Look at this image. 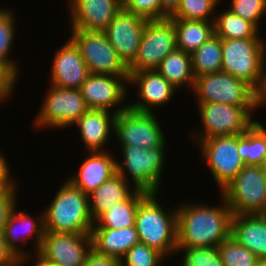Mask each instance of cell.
<instances>
[{"mask_svg": "<svg viewBox=\"0 0 266 266\" xmlns=\"http://www.w3.org/2000/svg\"><path fill=\"white\" fill-rule=\"evenodd\" d=\"M221 205L186 202L177 208V245L218 247L231 236L232 210L220 195Z\"/></svg>", "mask_w": 266, "mask_h": 266, "instance_id": "obj_1", "label": "cell"}, {"mask_svg": "<svg viewBox=\"0 0 266 266\" xmlns=\"http://www.w3.org/2000/svg\"><path fill=\"white\" fill-rule=\"evenodd\" d=\"M43 213L45 231L91 234L94 221L90 214L89 195L67 179Z\"/></svg>", "mask_w": 266, "mask_h": 266, "instance_id": "obj_2", "label": "cell"}, {"mask_svg": "<svg viewBox=\"0 0 266 266\" xmlns=\"http://www.w3.org/2000/svg\"><path fill=\"white\" fill-rule=\"evenodd\" d=\"M161 193H148L139 203L135 227L140 242L159 251L166 258L177 246V208L165 210L158 202Z\"/></svg>", "mask_w": 266, "mask_h": 266, "instance_id": "obj_3", "label": "cell"}, {"mask_svg": "<svg viewBox=\"0 0 266 266\" xmlns=\"http://www.w3.org/2000/svg\"><path fill=\"white\" fill-rule=\"evenodd\" d=\"M166 142L161 147L149 149L120 146L122 160H117V174L130 180L137 190L159 193L166 159ZM129 174V175H128ZM129 176V177H128ZM129 179V180H128Z\"/></svg>", "mask_w": 266, "mask_h": 266, "instance_id": "obj_4", "label": "cell"}, {"mask_svg": "<svg viewBox=\"0 0 266 266\" xmlns=\"http://www.w3.org/2000/svg\"><path fill=\"white\" fill-rule=\"evenodd\" d=\"M202 128L191 131L195 145L204 139L243 134L256 120L257 106H233L223 103H198ZM193 135V136H192Z\"/></svg>", "mask_w": 266, "mask_h": 266, "instance_id": "obj_5", "label": "cell"}, {"mask_svg": "<svg viewBox=\"0 0 266 266\" xmlns=\"http://www.w3.org/2000/svg\"><path fill=\"white\" fill-rule=\"evenodd\" d=\"M220 193L233 215H266V178L258 165H244Z\"/></svg>", "mask_w": 266, "mask_h": 266, "instance_id": "obj_6", "label": "cell"}, {"mask_svg": "<svg viewBox=\"0 0 266 266\" xmlns=\"http://www.w3.org/2000/svg\"><path fill=\"white\" fill-rule=\"evenodd\" d=\"M265 53L263 38L222 39L221 71L245 81L255 90L260 83Z\"/></svg>", "mask_w": 266, "mask_h": 266, "instance_id": "obj_7", "label": "cell"}, {"mask_svg": "<svg viewBox=\"0 0 266 266\" xmlns=\"http://www.w3.org/2000/svg\"><path fill=\"white\" fill-rule=\"evenodd\" d=\"M47 90L34 119L37 129L73 127L89 109L80 89H65L50 84Z\"/></svg>", "mask_w": 266, "mask_h": 266, "instance_id": "obj_8", "label": "cell"}, {"mask_svg": "<svg viewBox=\"0 0 266 266\" xmlns=\"http://www.w3.org/2000/svg\"><path fill=\"white\" fill-rule=\"evenodd\" d=\"M69 37L79 48L90 73L129 76L128 67L119 58L104 31L70 29Z\"/></svg>", "mask_w": 266, "mask_h": 266, "instance_id": "obj_9", "label": "cell"}, {"mask_svg": "<svg viewBox=\"0 0 266 266\" xmlns=\"http://www.w3.org/2000/svg\"><path fill=\"white\" fill-rule=\"evenodd\" d=\"M192 90L198 103L257 106L255 90L245 81L222 71L196 77Z\"/></svg>", "mask_w": 266, "mask_h": 266, "instance_id": "obj_10", "label": "cell"}, {"mask_svg": "<svg viewBox=\"0 0 266 266\" xmlns=\"http://www.w3.org/2000/svg\"><path fill=\"white\" fill-rule=\"evenodd\" d=\"M176 48V32L170 17L147 20L137 56L128 66V72L156 70L165 56Z\"/></svg>", "mask_w": 266, "mask_h": 266, "instance_id": "obj_11", "label": "cell"}, {"mask_svg": "<svg viewBox=\"0 0 266 266\" xmlns=\"http://www.w3.org/2000/svg\"><path fill=\"white\" fill-rule=\"evenodd\" d=\"M155 115V112H139L130 108L117 114L113 134L118 146L120 144L144 149L161 147L167 138Z\"/></svg>", "mask_w": 266, "mask_h": 266, "instance_id": "obj_12", "label": "cell"}, {"mask_svg": "<svg viewBox=\"0 0 266 266\" xmlns=\"http://www.w3.org/2000/svg\"><path fill=\"white\" fill-rule=\"evenodd\" d=\"M197 144L205 165L221 191L245 165L238 153V135L207 138Z\"/></svg>", "mask_w": 266, "mask_h": 266, "instance_id": "obj_13", "label": "cell"}, {"mask_svg": "<svg viewBox=\"0 0 266 266\" xmlns=\"http://www.w3.org/2000/svg\"><path fill=\"white\" fill-rule=\"evenodd\" d=\"M128 78L129 76L90 73L80 87L87 107L111 111L116 115L123 112L128 108V103H125L127 93H129L127 90Z\"/></svg>", "mask_w": 266, "mask_h": 266, "instance_id": "obj_14", "label": "cell"}, {"mask_svg": "<svg viewBox=\"0 0 266 266\" xmlns=\"http://www.w3.org/2000/svg\"><path fill=\"white\" fill-rule=\"evenodd\" d=\"M91 251L90 234L45 231L36 255L43 261L63 266H83Z\"/></svg>", "mask_w": 266, "mask_h": 266, "instance_id": "obj_15", "label": "cell"}, {"mask_svg": "<svg viewBox=\"0 0 266 266\" xmlns=\"http://www.w3.org/2000/svg\"><path fill=\"white\" fill-rule=\"evenodd\" d=\"M147 19L123 8L104 30L119 58L128 67L136 58Z\"/></svg>", "mask_w": 266, "mask_h": 266, "instance_id": "obj_16", "label": "cell"}, {"mask_svg": "<svg viewBox=\"0 0 266 266\" xmlns=\"http://www.w3.org/2000/svg\"><path fill=\"white\" fill-rule=\"evenodd\" d=\"M128 84L137 87V102L128 103V108L139 112H155L160 106H165L178 91L157 70H144L129 73ZM154 110V111H153Z\"/></svg>", "mask_w": 266, "mask_h": 266, "instance_id": "obj_17", "label": "cell"}, {"mask_svg": "<svg viewBox=\"0 0 266 266\" xmlns=\"http://www.w3.org/2000/svg\"><path fill=\"white\" fill-rule=\"evenodd\" d=\"M70 29L104 31L123 8L122 0H69Z\"/></svg>", "mask_w": 266, "mask_h": 266, "instance_id": "obj_18", "label": "cell"}, {"mask_svg": "<svg viewBox=\"0 0 266 266\" xmlns=\"http://www.w3.org/2000/svg\"><path fill=\"white\" fill-rule=\"evenodd\" d=\"M55 52L49 73V84L65 89H80L90 72L79 48L69 38Z\"/></svg>", "mask_w": 266, "mask_h": 266, "instance_id": "obj_19", "label": "cell"}, {"mask_svg": "<svg viewBox=\"0 0 266 266\" xmlns=\"http://www.w3.org/2000/svg\"><path fill=\"white\" fill-rule=\"evenodd\" d=\"M38 218L31 217L28 213L17 211L16 207L9 216L8 222L3 230L4 238L8 248L20 260L25 257L34 256L40 249L42 239L45 233L44 229V213L38 214ZM21 228V229H20ZM20 229V230H19ZM20 231V232H19ZM27 238H34V255L20 248L19 242H27Z\"/></svg>", "mask_w": 266, "mask_h": 266, "instance_id": "obj_20", "label": "cell"}, {"mask_svg": "<svg viewBox=\"0 0 266 266\" xmlns=\"http://www.w3.org/2000/svg\"><path fill=\"white\" fill-rule=\"evenodd\" d=\"M86 153L88 156L82 161L79 170L67 180L89 195L117 174V158L109 150Z\"/></svg>", "mask_w": 266, "mask_h": 266, "instance_id": "obj_21", "label": "cell"}, {"mask_svg": "<svg viewBox=\"0 0 266 266\" xmlns=\"http://www.w3.org/2000/svg\"><path fill=\"white\" fill-rule=\"evenodd\" d=\"M116 114L111 111L88 109L74 124L87 152L108 151L107 142L114 135Z\"/></svg>", "mask_w": 266, "mask_h": 266, "instance_id": "obj_22", "label": "cell"}, {"mask_svg": "<svg viewBox=\"0 0 266 266\" xmlns=\"http://www.w3.org/2000/svg\"><path fill=\"white\" fill-rule=\"evenodd\" d=\"M231 237L259 259L266 258V215H233Z\"/></svg>", "mask_w": 266, "mask_h": 266, "instance_id": "obj_23", "label": "cell"}, {"mask_svg": "<svg viewBox=\"0 0 266 266\" xmlns=\"http://www.w3.org/2000/svg\"><path fill=\"white\" fill-rule=\"evenodd\" d=\"M92 251L120 260L135 244L140 243L136 227L91 229Z\"/></svg>", "mask_w": 266, "mask_h": 266, "instance_id": "obj_24", "label": "cell"}, {"mask_svg": "<svg viewBox=\"0 0 266 266\" xmlns=\"http://www.w3.org/2000/svg\"><path fill=\"white\" fill-rule=\"evenodd\" d=\"M136 191L137 189L130 185L122 176L115 174L89 194V208L92 220L95 221L112 205L127 201Z\"/></svg>", "mask_w": 266, "mask_h": 266, "instance_id": "obj_25", "label": "cell"}, {"mask_svg": "<svg viewBox=\"0 0 266 266\" xmlns=\"http://www.w3.org/2000/svg\"><path fill=\"white\" fill-rule=\"evenodd\" d=\"M147 194L148 192L137 190L127 201L112 205L94 221L92 229H121L135 226L139 203Z\"/></svg>", "mask_w": 266, "mask_h": 266, "instance_id": "obj_26", "label": "cell"}, {"mask_svg": "<svg viewBox=\"0 0 266 266\" xmlns=\"http://www.w3.org/2000/svg\"><path fill=\"white\" fill-rule=\"evenodd\" d=\"M156 70L175 88L180 90L188 86L192 91L195 76L190 53L176 48L165 56Z\"/></svg>", "mask_w": 266, "mask_h": 266, "instance_id": "obj_27", "label": "cell"}, {"mask_svg": "<svg viewBox=\"0 0 266 266\" xmlns=\"http://www.w3.org/2000/svg\"><path fill=\"white\" fill-rule=\"evenodd\" d=\"M176 32V46L192 53L214 35V21L172 19Z\"/></svg>", "mask_w": 266, "mask_h": 266, "instance_id": "obj_28", "label": "cell"}, {"mask_svg": "<svg viewBox=\"0 0 266 266\" xmlns=\"http://www.w3.org/2000/svg\"><path fill=\"white\" fill-rule=\"evenodd\" d=\"M15 21L12 9L0 7V68L17 83L19 66L16 60L10 58L16 36Z\"/></svg>", "mask_w": 266, "mask_h": 266, "instance_id": "obj_29", "label": "cell"}, {"mask_svg": "<svg viewBox=\"0 0 266 266\" xmlns=\"http://www.w3.org/2000/svg\"><path fill=\"white\" fill-rule=\"evenodd\" d=\"M251 22L233 14L229 9L215 14L214 34L221 39L263 38Z\"/></svg>", "mask_w": 266, "mask_h": 266, "instance_id": "obj_30", "label": "cell"}, {"mask_svg": "<svg viewBox=\"0 0 266 266\" xmlns=\"http://www.w3.org/2000/svg\"><path fill=\"white\" fill-rule=\"evenodd\" d=\"M238 153L245 165H260L266 156V128L255 121L238 135Z\"/></svg>", "mask_w": 266, "mask_h": 266, "instance_id": "obj_31", "label": "cell"}, {"mask_svg": "<svg viewBox=\"0 0 266 266\" xmlns=\"http://www.w3.org/2000/svg\"><path fill=\"white\" fill-rule=\"evenodd\" d=\"M195 78L221 71L222 39L215 34L191 54Z\"/></svg>", "mask_w": 266, "mask_h": 266, "instance_id": "obj_32", "label": "cell"}, {"mask_svg": "<svg viewBox=\"0 0 266 266\" xmlns=\"http://www.w3.org/2000/svg\"><path fill=\"white\" fill-rule=\"evenodd\" d=\"M220 0H181L171 19L214 21Z\"/></svg>", "mask_w": 266, "mask_h": 266, "instance_id": "obj_33", "label": "cell"}, {"mask_svg": "<svg viewBox=\"0 0 266 266\" xmlns=\"http://www.w3.org/2000/svg\"><path fill=\"white\" fill-rule=\"evenodd\" d=\"M217 248L224 266H256L259 261L254 253L231 236Z\"/></svg>", "mask_w": 266, "mask_h": 266, "instance_id": "obj_34", "label": "cell"}, {"mask_svg": "<svg viewBox=\"0 0 266 266\" xmlns=\"http://www.w3.org/2000/svg\"><path fill=\"white\" fill-rule=\"evenodd\" d=\"M182 251V261L177 266H224L217 247L192 248L177 245L175 253Z\"/></svg>", "mask_w": 266, "mask_h": 266, "instance_id": "obj_35", "label": "cell"}, {"mask_svg": "<svg viewBox=\"0 0 266 266\" xmlns=\"http://www.w3.org/2000/svg\"><path fill=\"white\" fill-rule=\"evenodd\" d=\"M165 259L159 251L140 242L125 253L120 263L123 266H161Z\"/></svg>", "mask_w": 266, "mask_h": 266, "instance_id": "obj_36", "label": "cell"}, {"mask_svg": "<svg viewBox=\"0 0 266 266\" xmlns=\"http://www.w3.org/2000/svg\"><path fill=\"white\" fill-rule=\"evenodd\" d=\"M229 10L253 23L259 30L261 18L266 15V0H231Z\"/></svg>", "mask_w": 266, "mask_h": 266, "instance_id": "obj_37", "label": "cell"}, {"mask_svg": "<svg viewBox=\"0 0 266 266\" xmlns=\"http://www.w3.org/2000/svg\"><path fill=\"white\" fill-rule=\"evenodd\" d=\"M123 9L147 20L161 19V0H122Z\"/></svg>", "mask_w": 266, "mask_h": 266, "instance_id": "obj_38", "label": "cell"}, {"mask_svg": "<svg viewBox=\"0 0 266 266\" xmlns=\"http://www.w3.org/2000/svg\"><path fill=\"white\" fill-rule=\"evenodd\" d=\"M16 185V186H15ZM17 184L15 181L0 190V232H3L9 216L15 207H17Z\"/></svg>", "mask_w": 266, "mask_h": 266, "instance_id": "obj_39", "label": "cell"}, {"mask_svg": "<svg viewBox=\"0 0 266 266\" xmlns=\"http://www.w3.org/2000/svg\"><path fill=\"white\" fill-rule=\"evenodd\" d=\"M19 261L8 248L3 232H0V266H19Z\"/></svg>", "mask_w": 266, "mask_h": 266, "instance_id": "obj_40", "label": "cell"}, {"mask_svg": "<svg viewBox=\"0 0 266 266\" xmlns=\"http://www.w3.org/2000/svg\"><path fill=\"white\" fill-rule=\"evenodd\" d=\"M17 83L0 68V104L10 98L14 94V86Z\"/></svg>", "mask_w": 266, "mask_h": 266, "instance_id": "obj_41", "label": "cell"}, {"mask_svg": "<svg viewBox=\"0 0 266 266\" xmlns=\"http://www.w3.org/2000/svg\"><path fill=\"white\" fill-rule=\"evenodd\" d=\"M120 260L91 251L83 266H117Z\"/></svg>", "mask_w": 266, "mask_h": 266, "instance_id": "obj_42", "label": "cell"}, {"mask_svg": "<svg viewBox=\"0 0 266 266\" xmlns=\"http://www.w3.org/2000/svg\"><path fill=\"white\" fill-rule=\"evenodd\" d=\"M255 101L258 108L263 107L266 102V53L262 62L260 83L255 89Z\"/></svg>", "mask_w": 266, "mask_h": 266, "instance_id": "obj_43", "label": "cell"}, {"mask_svg": "<svg viewBox=\"0 0 266 266\" xmlns=\"http://www.w3.org/2000/svg\"><path fill=\"white\" fill-rule=\"evenodd\" d=\"M6 156H3V153L0 151V187L5 188L11 185L15 180L14 177H11V171L9 164L7 163Z\"/></svg>", "mask_w": 266, "mask_h": 266, "instance_id": "obj_44", "label": "cell"}, {"mask_svg": "<svg viewBox=\"0 0 266 266\" xmlns=\"http://www.w3.org/2000/svg\"><path fill=\"white\" fill-rule=\"evenodd\" d=\"M181 0H161V19L170 17L179 6Z\"/></svg>", "mask_w": 266, "mask_h": 266, "instance_id": "obj_45", "label": "cell"}, {"mask_svg": "<svg viewBox=\"0 0 266 266\" xmlns=\"http://www.w3.org/2000/svg\"><path fill=\"white\" fill-rule=\"evenodd\" d=\"M34 257L35 258H33L31 256V258L30 257H25V258L20 259L19 266H26V264L30 263V259H31L32 262L35 260L32 266H63L61 264H56V263H52V262H48V261H43L36 254H35ZM32 258H33V260H32ZM29 266H31V265L29 264Z\"/></svg>", "mask_w": 266, "mask_h": 266, "instance_id": "obj_46", "label": "cell"}, {"mask_svg": "<svg viewBox=\"0 0 266 266\" xmlns=\"http://www.w3.org/2000/svg\"><path fill=\"white\" fill-rule=\"evenodd\" d=\"M262 171V174L265 176L266 178V156L263 159V161L261 162V164L259 165Z\"/></svg>", "mask_w": 266, "mask_h": 266, "instance_id": "obj_47", "label": "cell"}, {"mask_svg": "<svg viewBox=\"0 0 266 266\" xmlns=\"http://www.w3.org/2000/svg\"><path fill=\"white\" fill-rule=\"evenodd\" d=\"M256 266H266V258L259 259Z\"/></svg>", "mask_w": 266, "mask_h": 266, "instance_id": "obj_48", "label": "cell"}]
</instances>
